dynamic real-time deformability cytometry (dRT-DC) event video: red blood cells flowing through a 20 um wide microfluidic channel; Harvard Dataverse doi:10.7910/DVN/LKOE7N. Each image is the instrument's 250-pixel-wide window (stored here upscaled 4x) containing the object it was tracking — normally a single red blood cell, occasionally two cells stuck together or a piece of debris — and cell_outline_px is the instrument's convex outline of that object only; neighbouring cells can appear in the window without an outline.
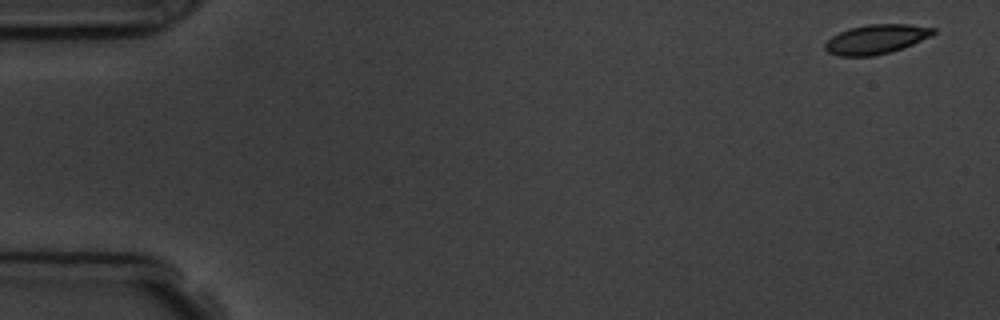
{"species": "common noctule bat (a hibernating species)", "species_latin": "Nyctalus noctula", "temperature_condition": "room temperature", "stored_images_in_passage": 5, "camera_frame_rate_fps": 3000, "um_per_image_px": 0.085, "animal": {"sex": "male", "body_mass_g": 19.5, "forearm_length_mm": 54.6}, "frame": {"image": 1, "passage_image": 1, "time_ms": 0.0, "image_size_px": [1000, 320], "cell_outline_px": [[936, 32], [932, 36], [912, 44], [888, 52], [872, 56], [840, 56], [828, 52], [824, 48], [824, 44], [832, 36], [848, 28], [868, 24], [908, 24], [936, 28]], "centroid_in_image_um": [74.47, 3.32], "position_along_channel_um": 10.5, "area_um2": 18.44}}
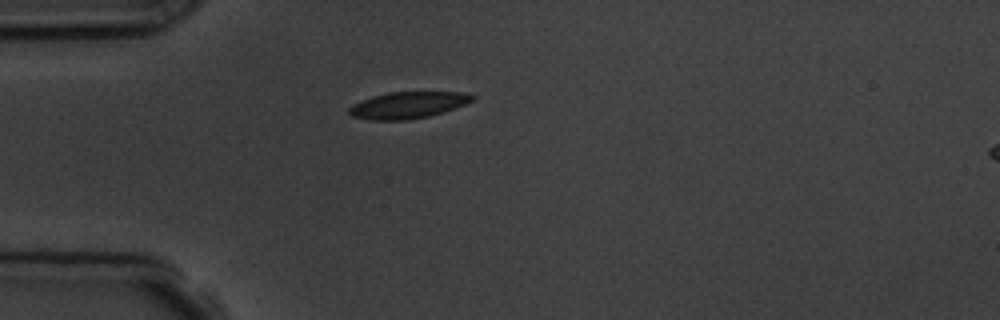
{"frame": {"image": 2, "passage_image": 4, "time_ms": 4.333, "image_size_px": [1000, 320], "cell_outline_px": [[476, 96], [472, 100], [464, 104], [428, 116], [408, 120], [372, 120], [352, 116], [348, 112], [348, 108], [372, 96], [388, 92], [464, 92]], "centroid_in_image_um": [34.66, 8.93], "position_along_channel_um": 50.3, "area_um2": 18.73}}